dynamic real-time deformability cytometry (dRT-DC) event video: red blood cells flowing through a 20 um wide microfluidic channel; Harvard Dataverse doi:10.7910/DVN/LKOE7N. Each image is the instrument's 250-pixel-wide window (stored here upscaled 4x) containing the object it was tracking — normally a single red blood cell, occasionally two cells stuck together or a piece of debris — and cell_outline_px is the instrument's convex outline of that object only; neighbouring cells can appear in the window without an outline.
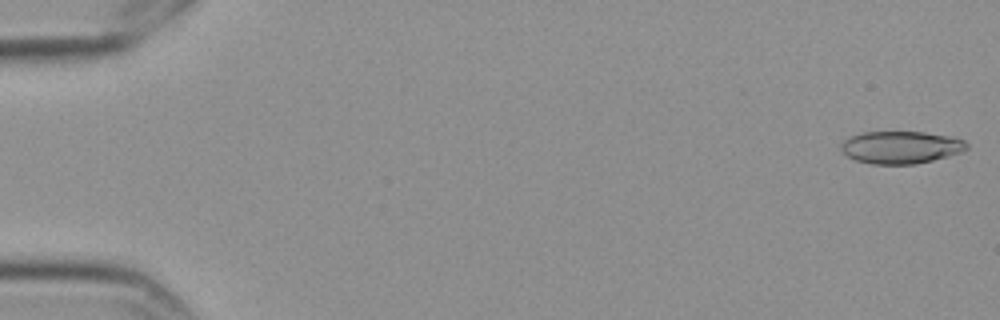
{"species": "Egyptian fruit bat (a non-hibernating species)", "species_latin": "Rousettus aegyptiacus", "temperature_condition": "cold", "stored_images_in_passage": 5, "camera_frame_rate_fps": 3000, "um_per_image_px": 0.085, "frame": {"image": 1, "passage_image": 1, "time_ms": 0.0, "image_size_px": [1000, 320], "cell_outline_px": [[968, 148], [960, 152], [948, 156], [916, 164], [872, 164], [856, 160], [848, 156], [840, 148], [840, 144], [844, 140], [860, 132], [924, 132], [948, 136], [964, 140], [968, 144]], "centroid_in_image_um": [76.56, 12.52], "position_along_channel_um": 8.4, "area_um2": 23.64}}